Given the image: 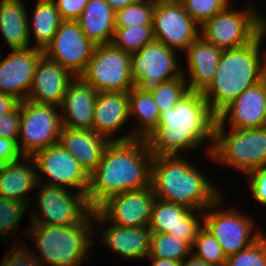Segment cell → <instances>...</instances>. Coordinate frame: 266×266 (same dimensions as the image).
Listing matches in <instances>:
<instances>
[{"mask_svg": "<svg viewBox=\"0 0 266 266\" xmlns=\"http://www.w3.org/2000/svg\"><path fill=\"white\" fill-rule=\"evenodd\" d=\"M217 116L200 92L189 91L170 110L160 114L158 127L148 136L147 143L153 156L182 155L183 152L205 147L211 154Z\"/></svg>", "mask_w": 266, "mask_h": 266, "instance_id": "cell-2", "label": "cell"}, {"mask_svg": "<svg viewBox=\"0 0 266 266\" xmlns=\"http://www.w3.org/2000/svg\"><path fill=\"white\" fill-rule=\"evenodd\" d=\"M223 197L225 196L220 197L202 212V219L203 226L220 243L226 257H229L250 246L263 232L254 227L255 221L246 213L237 208H222Z\"/></svg>", "mask_w": 266, "mask_h": 266, "instance_id": "cell-8", "label": "cell"}, {"mask_svg": "<svg viewBox=\"0 0 266 266\" xmlns=\"http://www.w3.org/2000/svg\"><path fill=\"white\" fill-rule=\"evenodd\" d=\"M76 21L85 36L94 44L112 43L115 33V12L106 0H89Z\"/></svg>", "mask_w": 266, "mask_h": 266, "instance_id": "cell-27", "label": "cell"}, {"mask_svg": "<svg viewBox=\"0 0 266 266\" xmlns=\"http://www.w3.org/2000/svg\"><path fill=\"white\" fill-rule=\"evenodd\" d=\"M31 158L36 166L38 183L72 188L87 195L89 174L59 143L37 152Z\"/></svg>", "mask_w": 266, "mask_h": 266, "instance_id": "cell-12", "label": "cell"}, {"mask_svg": "<svg viewBox=\"0 0 266 266\" xmlns=\"http://www.w3.org/2000/svg\"><path fill=\"white\" fill-rule=\"evenodd\" d=\"M27 209L28 206L24 203L0 196V239L5 240V244L13 238L11 236L15 234L23 215L28 212Z\"/></svg>", "mask_w": 266, "mask_h": 266, "instance_id": "cell-36", "label": "cell"}, {"mask_svg": "<svg viewBox=\"0 0 266 266\" xmlns=\"http://www.w3.org/2000/svg\"><path fill=\"white\" fill-rule=\"evenodd\" d=\"M129 119V92H98L93 112L95 133L117 141L116 133Z\"/></svg>", "mask_w": 266, "mask_h": 266, "instance_id": "cell-23", "label": "cell"}, {"mask_svg": "<svg viewBox=\"0 0 266 266\" xmlns=\"http://www.w3.org/2000/svg\"><path fill=\"white\" fill-rule=\"evenodd\" d=\"M110 141L93 130H78L62 126L58 143L75 157L90 175L101 161Z\"/></svg>", "mask_w": 266, "mask_h": 266, "instance_id": "cell-25", "label": "cell"}, {"mask_svg": "<svg viewBox=\"0 0 266 266\" xmlns=\"http://www.w3.org/2000/svg\"><path fill=\"white\" fill-rule=\"evenodd\" d=\"M265 36L266 28L249 44L222 50L214 79L202 93L216 116L266 74V50L260 49Z\"/></svg>", "mask_w": 266, "mask_h": 266, "instance_id": "cell-4", "label": "cell"}, {"mask_svg": "<svg viewBox=\"0 0 266 266\" xmlns=\"http://www.w3.org/2000/svg\"><path fill=\"white\" fill-rule=\"evenodd\" d=\"M34 7L32 23L28 21L29 40L31 43L34 37L36 44L33 43L32 47L44 51L52 42L63 20L57 10L56 4L52 0H37ZM32 32L33 34H31Z\"/></svg>", "mask_w": 266, "mask_h": 266, "instance_id": "cell-30", "label": "cell"}, {"mask_svg": "<svg viewBox=\"0 0 266 266\" xmlns=\"http://www.w3.org/2000/svg\"><path fill=\"white\" fill-rule=\"evenodd\" d=\"M43 55V50L34 47L11 49L6 58L0 55V92L19 102L26 100L37 63Z\"/></svg>", "mask_w": 266, "mask_h": 266, "instance_id": "cell-18", "label": "cell"}, {"mask_svg": "<svg viewBox=\"0 0 266 266\" xmlns=\"http://www.w3.org/2000/svg\"><path fill=\"white\" fill-rule=\"evenodd\" d=\"M37 188L40 190L35 201L40 215L32 212L31 224L69 226L84 222L94 212L87 196L79 191L42 183Z\"/></svg>", "mask_w": 266, "mask_h": 266, "instance_id": "cell-11", "label": "cell"}, {"mask_svg": "<svg viewBox=\"0 0 266 266\" xmlns=\"http://www.w3.org/2000/svg\"><path fill=\"white\" fill-rule=\"evenodd\" d=\"M222 50L199 36L185 51L187 71L182 70L189 91L203 93L212 83ZM187 55V56H186ZM187 74V75H186ZM189 79H188V78Z\"/></svg>", "mask_w": 266, "mask_h": 266, "instance_id": "cell-22", "label": "cell"}, {"mask_svg": "<svg viewBox=\"0 0 266 266\" xmlns=\"http://www.w3.org/2000/svg\"><path fill=\"white\" fill-rule=\"evenodd\" d=\"M191 254V248L183 241L167 233H152L149 258L183 261Z\"/></svg>", "mask_w": 266, "mask_h": 266, "instance_id": "cell-32", "label": "cell"}, {"mask_svg": "<svg viewBox=\"0 0 266 266\" xmlns=\"http://www.w3.org/2000/svg\"><path fill=\"white\" fill-rule=\"evenodd\" d=\"M152 24L154 39L177 52H184L200 36V25L179 0H155Z\"/></svg>", "mask_w": 266, "mask_h": 266, "instance_id": "cell-13", "label": "cell"}, {"mask_svg": "<svg viewBox=\"0 0 266 266\" xmlns=\"http://www.w3.org/2000/svg\"><path fill=\"white\" fill-rule=\"evenodd\" d=\"M74 78L67 69L43 55L37 63L27 99L60 107Z\"/></svg>", "mask_w": 266, "mask_h": 266, "instance_id": "cell-20", "label": "cell"}, {"mask_svg": "<svg viewBox=\"0 0 266 266\" xmlns=\"http://www.w3.org/2000/svg\"><path fill=\"white\" fill-rule=\"evenodd\" d=\"M200 212L203 211L155 199L148 227L151 233L170 234L191 248L199 229L203 226V219H201L203 216L197 217Z\"/></svg>", "mask_w": 266, "mask_h": 266, "instance_id": "cell-17", "label": "cell"}, {"mask_svg": "<svg viewBox=\"0 0 266 266\" xmlns=\"http://www.w3.org/2000/svg\"><path fill=\"white\" fill-rule=\"evenodd\" d=\"M185 11L202 26L207 20L217 13L226 10L230 0H179Z\"/></svg>", "mask_w": 266, "mask_h": 266, "instance_id": "cell-37", "label": "cell"}, {"mask_svg": "<svg viewBox=\"0 0 266 266\" xmlns=\"http://www.w3.org/2000/svg\"><path fill=\"white\" fill-rule=\"evenodd\" d=\"M31 225L24 234L32 238L40 251L41 256L36 258L42 266H80L89 259L90 247L96 243L92 236L99 233L94 212L84 222L74 225Z\"/></svg>", "mask_w": 266, "mask_h": 266, "instance_id": "cell-5", "label": "cell"}, {"mask_svg": "<svg viewBox=\"0 0 266 266\" xmlns=\"http://www.w3.org/2000/svg\"><path fill=\"white\" fill-rule=\"evenodd\" d=\"M15 246V244L10 248L7 254L2 259L0 266H42V264L37 260L34 251L29 249L27 246L21 245ZM20 246V248H19ZM32 251V252H31Z\"/></svg>", "mask_w": 266, "mask_h": 266, "instance_id": "cell-39", "label": "cell"}, {"mask_svg": "<svg viewBox=\"0 0 266 266\" xmlns=\"http://www.w3.org/2000/svg\"><path fill=\"white\" fill-rule=\"evenodd\" d=\"M154 40L153 25L115 28L112 44L129 54L142 49Z\"/></svg>", "mask_w": 266, "mask_h": 266, "instance_id": "cell-33", "label": "cell"}, {"mask_svg": "<svg viewBox=\"0 0 266 266\" xmlns=\"http://www.w3.org/2000/svg\"><path fill=\"white\" fill-rule=\"evenodd\" d=\"M265 105L262 78L260 82L244 90L217 115L215 128L265 127Z\"/></svg>", "mask_w": 266, "mask_h": 266, "instance_id": "cell-19", "label": "cell"}, {"mask_svg": "<svg viewBox=\"0 0 266 266\" xmlns=\"http://www.w3.org/2000/svg\"><path fill=\"white\" fill-rule=\"evenodd\" d=\"M21 105L20 103L9 113L0 117V137L15 140L20 134Z\"/></svg>", "mask_w": 266, "mask_h": 266, "instance_id": "cell-40", "label": "cell"}, {"mask_svg": "<svg viewBox=\"0 0 266 266\" xmlns=\"http://www.w3.org/2000/svg\"><path fill=\"white\" fill-rule=\"evenodd\" d=\"M97 92H129L135 87L131 54L112 43L97 44L85 71L79 76Z\"/></svg>", "mask_w": 266, "mask_h": 266, "instance_id": "cell-9", "label": "cell"}, {"mask_svg": "<svg viewBox=\"0 0 266 266\" xmlns=\"http://www.w3.org/2000/svg\"><path fill=\"white\" fill-rule=\"evenodd\" d=\"M108 226L102 231L100 242L119 255V258H148L152 234L148 226L121 227L111 223Z\"/></svg>", "mask_w": 266, "mask_h": 266, "instance_id": "cell-26", "label": "cell"}, {"mask_svg": "<svg viewBox=\"0 0 266 266\" xmlns=\"http://www.w3.org/2000/svg\"><path fill=\"white\" fill-rule=\"evenodd\" d=\"M151 187L156 199L201 211L223 196L184 155L153 156Z\"/></svg>", "mask_w": 266, "mask_h": 266, "instance_id": "cell-3", "label": "cell"}, {"mask_svg": "<svg viewBox=\"0 0 266 266\" xmlns=\"http://www.w3.org/2000/svg\"><path fill=\"white\" fill-rule=\"evenodd\" d=\"M157 104L160 114L175 107V105L189 92L186 78L180 77L162 82L147 89Z\"/></svg>", "mask_w": 266, "mask_h": 266, "instance_id": "cell-31", "label": "cell"}, {"mask_svg": "<svg viewBox=\"0 0 266 266\" xmlns=\"http://www.w3.org/2000/svg\"><path fill=\"white\" fill-rule=\"evenodd\" d=\"M176 50L153 40L131 54V72L135 87L148 89L183 75Z\"/></svg>", "mask_w": 266, "mask_h": 266, "instance_id": "cell-14", "label": "cell"}, {"mask_svg": "<svg viewBox=\"0 0 266 266\" xmlns=\"http://www.w3.org/2000/svg\"><path fill=\"white\" fill-rule=\"evenodd\" d=\"M215 128L211 162L237 169L244 176L266 168V127L251 129Z\"/></svg>", "mask_w": 266, "mask_h": 266, "instance_id": "cell-6", "label": "cell"}, {"mask_svg": "<svg viewBox=\"0 0 266 266\" xmlns=\"http://www.w3.org/2000/svg\"><path fill=\"white\" fill-rule=\"evenodd\" d=\"M98 92L80 77L69 84L59 107L62 126L78 130H93V112Z\"/></svg>", "mask_w": 266, "mask_h": 266, "instance_id": "cell-21", "label": "cell"}, {"mask_svg": "<svg viewBox=\"0 0 266 266\" xmlns=\"http://www.w3.org/2000/svg\"><path fill=\"white\" fill-rule=\"evenodd\" d=\"M181 266H213L210 264H207L200 259L194 257L192 254H190L186 259H184L181 262Z\"/></svg>", "mask_w": 266, "mask_h": 266, "instance_id": "cell-47", "label": "cell"}, {"mask_svg": "<svg viewBox=\"0 0 266 266\" xmlns=\"http://www.w3.org/2000/svg\"><path fill=\"white\" fill-rule=\"evenodd\" d=\"M25 6L23 0H0V32L10 50L32 47Z\"/></svg>", "mask_w": 266, "mask_h": 266, "instance_id": "cell-28", "label": "cell"}, {"mask_svg": "<svg viewBox=\"0 0 266 266\" xmlns=\"http://www.w3.org/2000/svg\"><path fill=\"white\" fill-rule=\"evenodd\" d=\"M155 199L151 186L114 195L94 210L95 225L110 222L121 227L149 226Z\"/></svg>", "mask_w": 266, "mask_h": 266, "instance_id": "cell-15", "label": "cell"}, {"mask_svg": "<svg viewBox=\"0 0 266 266\" xmlns=\"http://www.w3.org/2000/svg\"><path fill=\"white\" fill-rule=\"evenodd\" d=\"M151 260V266H181V261H175L170 259H158L149 258Z\"/></svg>", "mask_w": 266, "mask_h": 266, "instance_id": "cell-46", "label": "cell"}, {"mask_svg": "<svg viewBox=\"0 0 266 266\" xmlns=\"http://www.w3.org/2000/svg\"><path fill=\"white\" fill-rule=\"evenodd\" d=\"M263 91H264V99L266 104V74L263 77ZM265 127H266V105H265Z\"/></svg>", "mask_w": 266, "mask_h": 266, "instance_id": "cell-48", "label": "cell"}, {"mask_svg": "<svg viewBox=\"0 0 266 266\" xmlns=\"http://www.w3.org/2000/svg\"><path fill=\"white\" fill-rule=\"evenodd\" d=\"M152 160L146 139L110 141L89 175V206L96 210L114 195L151 186Z\"/></svg>", "mask_w": 266, "mask_h": 266, "instance_id": "cell-1", "label": "cell"}, {"mask_svg": "<svg viewBox=\"0 0 266 266\" xmlns=\"http://www.w3.org/2000/svg\"><path fill=\"white\" fill-rule=\"evenodd\" d=\"M113 11L116 13L119 10L124 9L128 5L135 3L138 0H106Z\"/></svg>", "mask_w": 266, "mask_h": 266, "instance_id": "cell-45", "label": "cell"}, {"mask_svg": "<svg viewBox=\"0 0 266 266\" xmlns=\"http://www.w3.org/2000/svg\"><path fill=\"white\" fill-rule=\"evenodd\" d=\"M19 103L21 124L17 145L21 155L32 157L37 152L57 144L62 128L59 107L28 99Z\"/></svg>", "mask_w": 266, "mask_h": 266, "instance_id": "cell-10", "label": "cell"}, {"mask_svg": "<svg viewBox=\"0 0 266 266\" xmlns=\"http://www.w3.org/2000/svg\"><path fill=\"white\" fill-rule=\"evenodd\" d=\"M225 266H266V238L262 235L247 248L227 257Z\"/></svg>", "mask_w": 266, "mask_h": 266, "instance_id": "cell-38", "label": "cell"}, {"mask_svg": "<svg viewBox=\"0 0 266 266\" xmlns=\"http://www.w3.org/2000/svg\"><path fill=\"white\" fill-rule=\"evenodd\" d=\"M62 20L76 21L82 14L89 0H52Z\"/></svg>", "mask_w": 266, "mask_h": 266, "instance_id": "cell-42", "label": "cell"}, {"mask_svg": "<svg viewBox=\"0 0 266 266\" xmlns=\"http://www.w3.org/2000/svg\"><path fill=\"white\" fill-rule=\"evenodd\" d=\"M191 254L201 261L213 266H225L227 257L216 238L202 226L191 247Z\"/></svg>", "mask_w": 266, "mask_h": 266, "instance_id": "cell-34", "label": "cell"}, {"mask_svg": "<svg viewBox=\"0 0 266 266\" xmlns=\"http://www.w3.org/2000/svg\"><path fill=\"white\" fill-rule=\"evenodd\" d=\"M155 0H138L115 13V28L153 25Z\"/></svg>", "mask_w": 266, "mask_h": 266, "instance_id": "cell-35", "label": "cell"}, {"mask_svg": "<svg viewBox=\"0 0 266 266\" xmlns=\"http://www.w3.org/2000/svg\"><path fill=\"white\" fill-rule=\"evenodd\" d=\"M129 116L135 118L137 126L117 141H127L134 138L147 139L158 127L160 112L151 93L147 89L133 87L129 91Z\"/></svg>", "mask_w": 266, "mask_h": 266, "instance_id": "cell-29", "label": "cell"}, {"mask_svg": "<svg viewBox=\"0 0 266 266\" xmlns=\"http://www.w3.org/2000/svg\"><path fill=\"white\" fill-rule=\"evenodd\" d=\"M19 101L14 97L0 92V117L12 111Z\"/></svg>", "mask_w": 266, "mask_h": 266, "instance_id": "cell-44", "label": "cell"}, {"mask_svg": "<svg viewBox=\"0 0 266 266\" xmlns=\"http://www.w3.org/2000/svg\"><path fill=\"white\" fill-rule=\"evenodd\" d=\"M21 157L22 155L15 140L0 137V165L14 162Z\"/></svg>", "mask_w": 266, "mask_h": 266, "instance_id": "cell-43", "label": "cell"}, {"mask_svg": "<svg viewBox=\"0 0 266 266\" xmlns=\"http://www.w3.org/2000/svg\"><path fill=\"white\" fill-rule=\"evenodd\" d=\"M37 185L36 166L31 157L22 156L14 162L0 165V196L2 198L16 200L30 207L33 203L27 195L33 189H37Z\"/></svg>", "mask_w": 266, "mask_h": 266, "instance_id": "cell-24", "label": "cell"}, {"mask_svg": "<svg viewBox=\"0 0 266 266\" xmlns=\"http://www.w3.org/2000/svg\"><path fill=\"white\" fill-rule=\"evenodd\" d=\"M249 179L251 195L255 201L266 206V168L255 169L245 175Z\"/></svg>", "mask_w": 266, "mask_h": 266, "instance_id": "cell-41", "label": "cell"}, {"mask_svg": "<svg viewBox=\"0 0 266 266\" xmlns=\"http://www.w3.org/2000/svg\"><path fill=\"white\" fill-rule=\"evenodd\" d=\"M95 46L85 36L77 21L63 20L43 53L73 76L79 77L85 71Z\"/></svg>", "mask_w": 266, "mask_h": 266, "instance_id": "cell-16", "label": "cell"}, {"mask_svg": "<svg viewBox=\"0 0 266 266\" xmlns=\"http://www.w3.org/2000/svg\"><path fill=\"white\" fill-rule=\"evenodd\" d=\"M253 5L248 3L242 11L230 5L200 26V36L221 50L249 44L266 28V16Z\"/></svg>", "mask_w": 266, "mask_h": 266, "instance_id": "cell-7", "label": "cell"}]
</instances>
